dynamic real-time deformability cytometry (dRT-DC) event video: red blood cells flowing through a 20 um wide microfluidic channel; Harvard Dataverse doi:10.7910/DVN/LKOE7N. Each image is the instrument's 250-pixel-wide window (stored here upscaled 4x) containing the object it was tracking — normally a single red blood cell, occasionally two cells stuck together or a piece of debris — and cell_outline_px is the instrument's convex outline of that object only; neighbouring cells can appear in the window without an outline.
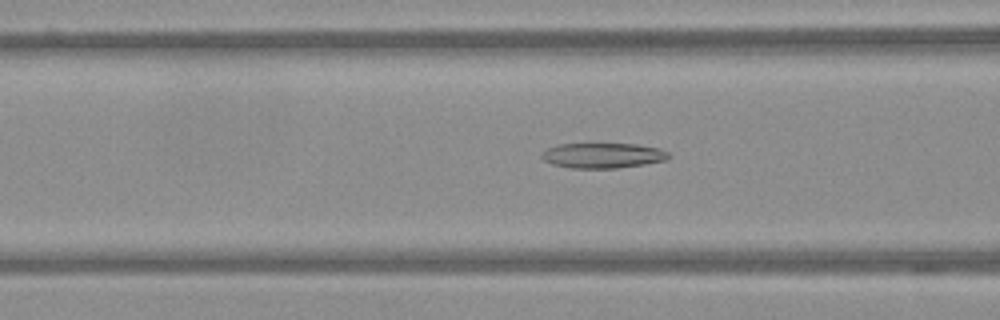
{"species": "Egyptian fruit bat (a non-hibernating species)", "species_latin": "Rousettus aegyptiacus", "temperature_condition": "warm", "stored_images_in_passage": 39, "camera_frame_rate_fps": 3000, "um_per_image_px": 0.085, "frame": {"image": 1, "passage_image": 5, "time_ms": 1.333, "image_size_px": [1000, 320], "cell_outline_px": [[668, 160], [644, 164], [616, 168], [568, 168], [552, 164], [544, 160], [540, 156], [548, 148], [556, 144], [636, 144], [660, 148], [668, 152]], "centroid_in_image_um": [51.24, 13.22], "position_along_channel_um": 115.4, "area_um2": 18.61}}
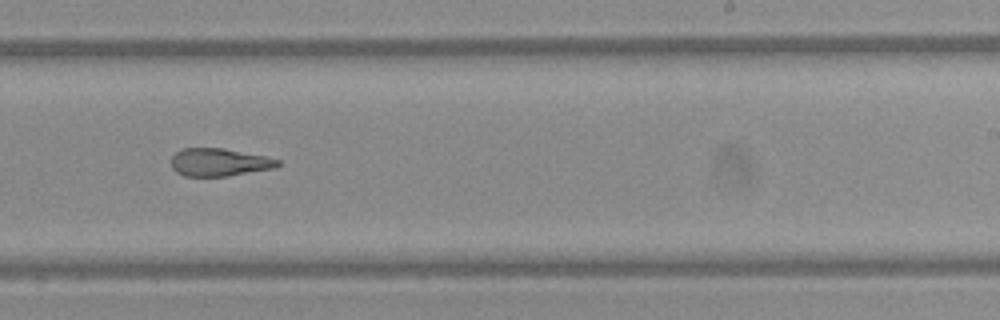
{"frame": {"image": 2, "passage_image": 18, "time_ms": 5.667, "image_size_px": [1000, 320], "cell_outline_px": [[280, 164], [276, 168], [228, 176], [184, 176], [176, 172], [172, 168], [172, 156], [176, 152], [184, 148], [224, 148], [264, 156], [280, 160]], "centroid_in_image_um": [18.64, 13.8], "position_along_channel_um": 270.4, "area_um2": 17.28}}
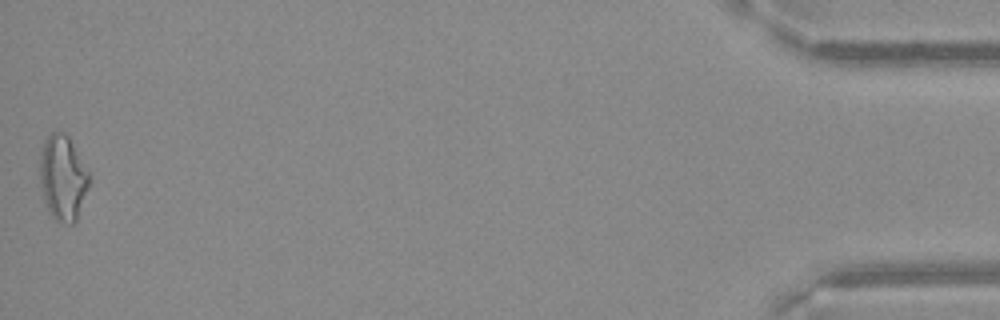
{"frame": {"image": 3, "passage_image": 39, "time_ms": 12.667, "image_size_px": [1000, 320], "cell_outline_px": [[88, 188], [76, 220], [72, 224], [60, 224], [48, 212], [44, 200], [40, 180], [40, 156], [44, 140], [52, 132], [64, 132], [68, 136], [88, 172]], "centroid_in_image_um": [5.31, 15.14], "position_along_channel_um": 429.9, "area_um2": 24.16}}